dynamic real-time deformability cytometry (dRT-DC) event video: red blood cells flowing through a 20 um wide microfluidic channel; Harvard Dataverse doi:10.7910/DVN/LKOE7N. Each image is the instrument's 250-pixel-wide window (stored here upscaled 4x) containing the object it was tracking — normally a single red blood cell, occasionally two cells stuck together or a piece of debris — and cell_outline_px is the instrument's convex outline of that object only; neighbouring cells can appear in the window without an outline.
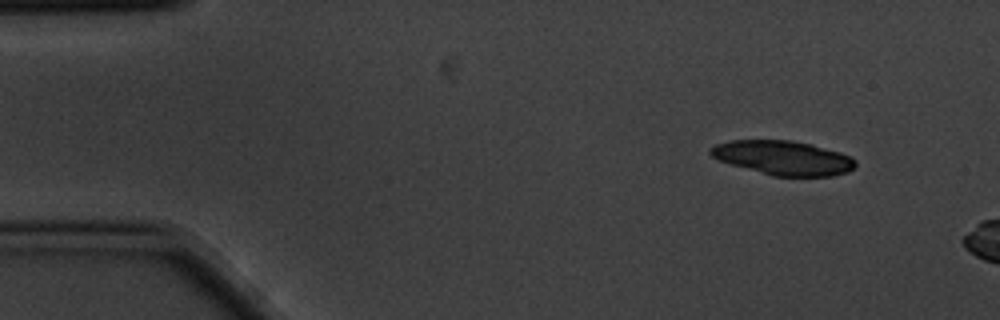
{"species": "common noctule bat (a hibernating species)", "species_latin": "Nyctalus noctula", "temperature_condition": "cold", "stored_images_in_passage": 3, "camera_frame_rate_fps": 3000, "um_per_image_px": 0.085, "animal": {"sex": "male", "body_mass_g": 20.1, "forearm_length_mm": 53.5}, "frame": {"image": 1, "passage_image": 1, "time_ms": 0.0, "image_size_px": [1000, 320], "cell_outline_px": [[856, 164], [848, 172], [832, 176], [772, 176], [732, 164], [720, 160], [712, 156], [708, 152], [708, 148], [716, 144], [728, 140], [792, 140], [812, 144], [840, 152], [852, 156], [856, 160]], "centroid_in_image_um": [66.58, 13.4], "position_along_channel_um": 18.4, "area_um2": 29.02}}